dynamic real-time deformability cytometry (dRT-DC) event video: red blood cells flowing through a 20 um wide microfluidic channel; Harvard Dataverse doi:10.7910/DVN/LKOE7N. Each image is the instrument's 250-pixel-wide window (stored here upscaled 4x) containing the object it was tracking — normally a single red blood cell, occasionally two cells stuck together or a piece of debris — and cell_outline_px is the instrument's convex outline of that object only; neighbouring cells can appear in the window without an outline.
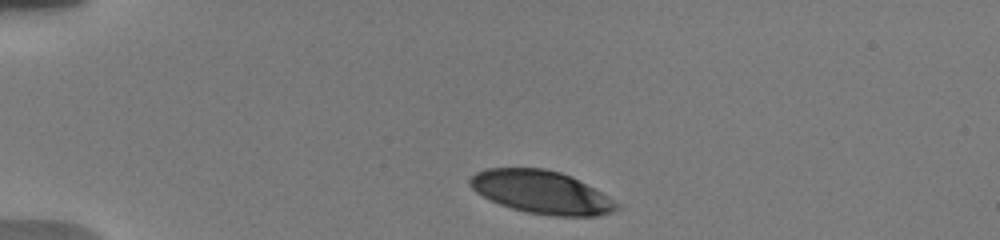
{"species": "human", "species_latin": "Homo sapiens", "temperature_condition": "warm", "stored_images_in_passage": 5, "camera_frame_rate_fps": 3000, "um_per_image_px": 0.085, "donor": {"sex": "male"}, "frame": {"image": 1, "passage_image": 1, "time_ms": 0.0, "image_size_px": [1000, 240], "cell_outline_px": [[620, 208], [612, 212], [596, 216], [552, 216], [524, 212], [500, 204], [476, 192], [468, 184], [468, 180], [476, 172], [488, 168], [544, 168], [560, 172], [572, 176], [608, 196], [620, 204]], "centroid_in_image_um": [46.04, 16.33], "position_along_channel_um": 39.0, "area_um2": 36.76}}
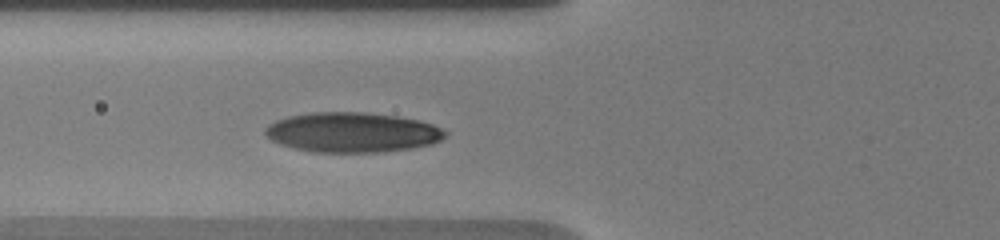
{"frame": {"image": 2, "passage_image": 5, "time_ms": 3.0, "image_size_px": [1000, 240], "cell_outline_px": [[448, 132], [440, 140], [432, 144], [412, 148], [380, 152], [312, 152], [280, 144], [272, 140], [264, 132], [264, 128], [268, 124], [276, 120], [288, 116], [312, 112], [364, 112], [396, 116], [420, 120], [432, 124]], "centroid_in_image_um": [29.93, 11.24], "position_along_channel_um": 95.9, "area_um2": 41.85}}